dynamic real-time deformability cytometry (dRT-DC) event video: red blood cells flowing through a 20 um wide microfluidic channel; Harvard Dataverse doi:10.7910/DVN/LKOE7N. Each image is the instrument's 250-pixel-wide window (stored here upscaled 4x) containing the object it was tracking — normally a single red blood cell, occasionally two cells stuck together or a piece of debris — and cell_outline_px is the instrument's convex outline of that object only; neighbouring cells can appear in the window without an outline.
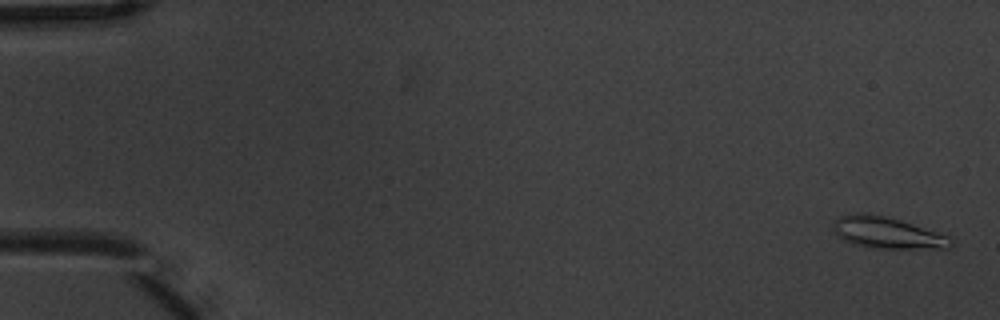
{"species": "common noctule bat (a hibernating species)", "species_latin": "Nyctalus noctula", "temperature_condition": "warm", "stored_images_in_passage": 6, "camera_frame_rate_fps": 3000, "um_per_image_px": 0.085, "animal": {"sex": "male", "body_mass_g": 20.1, "forearm_length_mm": 53.5}, "frame": {"image": 1, "passage_image": 1, "time_ms": 0.0, "image_size_px": [1000, 320], "cell_outline_px": [[956, 244], [948, 248], [868, 248], [844, 240], [832, 228], [836, 220], [840, 216], [856, 212], [868, 212], [888, 216], [952, 236]], "centroid_in_image_um": [75.49, 19.77], "position_along_channel_um": 9.5, "area_um2": 21.91}}
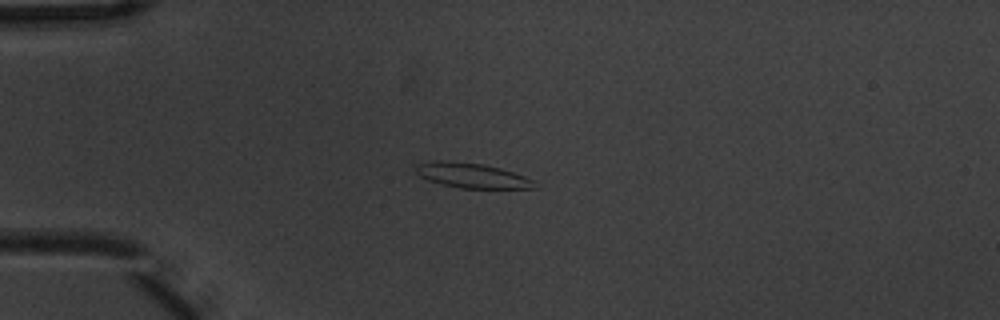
{"frame": {"image": 2, "passage_image": 5, "time_ms": 1.333, "image_size_px": [1000, 320], "cell_outline_px": [[536, 188], [460, 188], [428, 180], [420, 176], [412, 168], [416, 164], [432, 160], [444, 160], [484, 164], [500, 168], [536, 180]], "centroid_in_image_um": [40.08, 14.9], "position_along_channel_um": 44.9, "area_um2": 17.34}}